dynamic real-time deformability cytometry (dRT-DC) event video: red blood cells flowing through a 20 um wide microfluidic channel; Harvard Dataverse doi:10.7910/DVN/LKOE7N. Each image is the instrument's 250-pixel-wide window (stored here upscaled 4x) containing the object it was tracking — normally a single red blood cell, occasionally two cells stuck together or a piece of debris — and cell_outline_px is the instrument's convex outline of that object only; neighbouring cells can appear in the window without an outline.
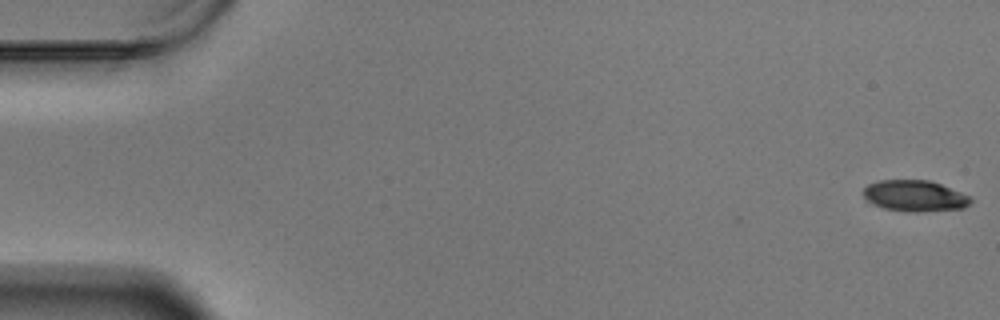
{"species": "Egyptian fruit bat (a non-hibernating species)", "species_latin": "Rousettus aegyptiacus", "temperature_condition": "warm", "stored_images_in_passage": 16, "camera_frame_rate_fps": 3000, "um_per_image_px": 0.085, "animal": {"sex": "male"}, "frame": {"image": 1, "passage_image": 1, "time_ms": 0.0, "image_size_px": [1000, 320], "cell_outline_px": [[972, 200], [964, 208], [916, 212], [912, 212], [884, 208], [872, 204], [864, 196], [864, 188], [868, 184], [880, 180], [928, 180], [940, 184], [960, 192], [968, 196]], "centroid_in_image_um": [77.73, 16.65], "position_along_channel_um": 7.3, "area_um2": 19.19}}
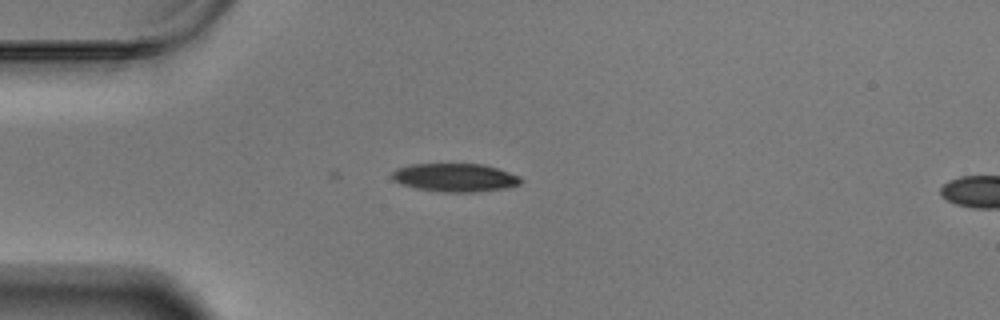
{"frame": {"image": 2, "passage_image": 16, "time_ms": 5.0, "image_size_px": [1000, 320], "cell_outline_px": [[524, 180], [520, 184], [504, 188], [472, 192], [444, 192], [416, 188], [400, 184], [392, 180], [392, 172], [396, 168], [412, 164], [484, 164], [520, 176]], "centroid_in_image_um": [38.66, 15.09], "position_along_channel_um": 46.3, "area_um2": 21.21}}